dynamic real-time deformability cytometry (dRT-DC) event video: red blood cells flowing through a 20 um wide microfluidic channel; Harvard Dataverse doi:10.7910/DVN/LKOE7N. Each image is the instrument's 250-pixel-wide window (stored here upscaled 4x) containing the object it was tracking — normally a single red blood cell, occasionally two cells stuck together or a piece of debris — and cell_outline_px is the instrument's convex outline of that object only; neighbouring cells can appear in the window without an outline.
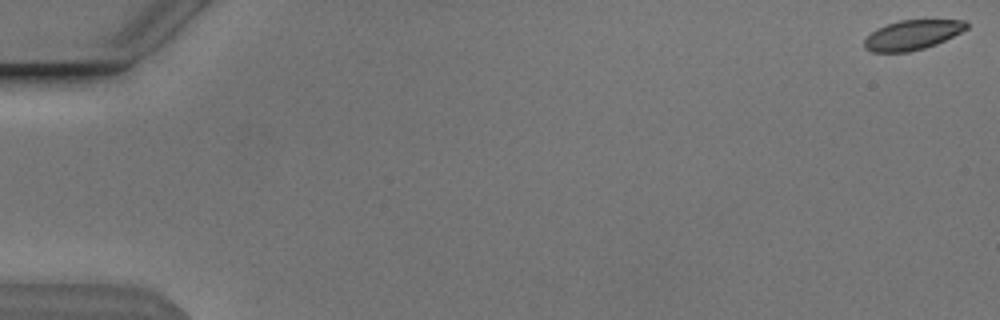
{"species": "Egyptian fruit bat (a non-hibernating species)", "species_latin": "Rousettus aegyptiacus", "temperature_condition": "cold", "stored_images_in_passage": 10, "camera_frame_rate_fps": 3000, "um_per_image_px": 0.085, "animal": {"sex": "male"}, "frame": {"image": 1, "passage_image": 1, "time_ms": 0.0, "image_size_px": [1000, 320], "cell_outline_px": [[968, 28], [936, 44], [924, 48], [908, 52], [872, 52], [864, 48], [864, 40], [876, 28], [900, 20], [964, 20], [968, 24]], "centroid_in_image_um": [77.52, 2.97], "position_along_channel_um": 7.5, "area_um2": 17.51}}